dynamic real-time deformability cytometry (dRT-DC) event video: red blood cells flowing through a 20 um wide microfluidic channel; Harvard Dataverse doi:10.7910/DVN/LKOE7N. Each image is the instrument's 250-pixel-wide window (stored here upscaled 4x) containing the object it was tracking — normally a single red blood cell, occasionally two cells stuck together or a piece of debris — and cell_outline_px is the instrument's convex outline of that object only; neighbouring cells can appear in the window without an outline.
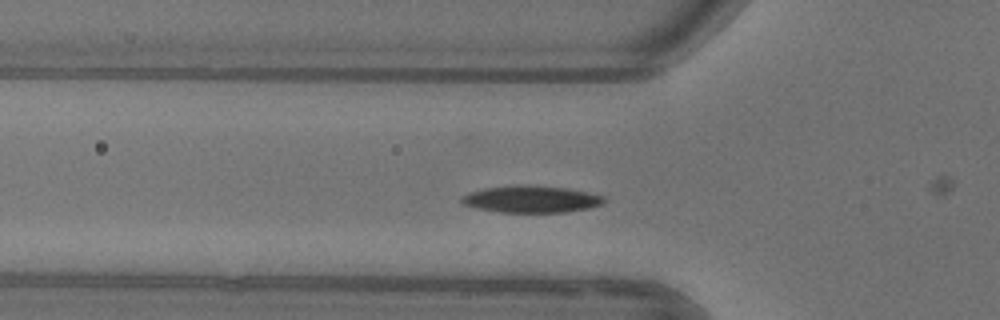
{"species": "common noctule bat (a hibernating species)", "species_latin": "Nyctalus noctula", "temperature_condition": "warm", "stored_images_in_passage": 13, "camera_frame_rate_fps": 3000, "um_per_image_px": 0.085, "animal": {"sex": "female"}, "frame": {"image": 1, "passage_image": 2, "time_ms": 0.333, "image_size_px": [1000, 320], "cell_outline_px": [[604, 204], [588, 208], [564, 212], [496, 212], [476, 208], [460, 204], [460, 196], [468, 192], [484, 188], [564, 188], [588, 192], [604, 196]], "centroid_in_image_um": [45.11, 16.99], "position_along_channel_um": 80.7, "area_um2": 21.33}}
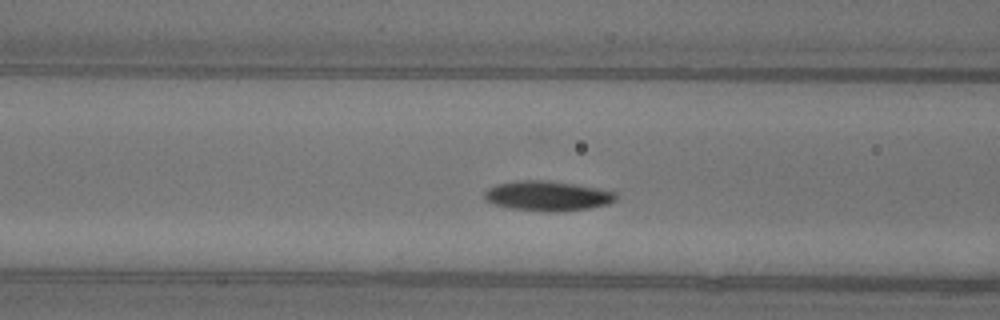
{"frame": {"image": 2, "passage_image": 5, "time_ms": 1.333, "image_size_px": [1000, 320], "cell_outline_px": [[616, 200], [608, 204], [588, 208], [548, 212], [512, 208], [492, 204], [484, 200], [484, 192], [488, 188], [496, 184], [516, 180], [548, 180], [596, 188], [616, 192]], "centroid_in_image_um": [46.48, 16.64], "position_along_channel_um": 120.1, "area_um2": 22.77}}
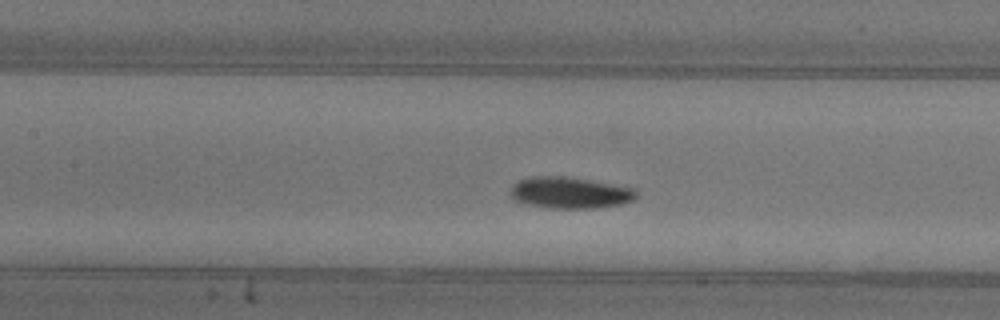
{"frame": {"image": 3, "passage_image": 8, "time_ms": 2.333, "image_size_px": [1000, 320], "cell_outline_px": [[636, 196], [632, 200], [624, 204], [592, 208], [552, 208], [528, 204], [516, 200], [508, 192], [512, 184], [528, 176], [564, 176], [636, 188]], "centroid_in_image_um": [48.42, 16.37], "position_along_channel_um": 159.0, "area_um2": 23.0}}